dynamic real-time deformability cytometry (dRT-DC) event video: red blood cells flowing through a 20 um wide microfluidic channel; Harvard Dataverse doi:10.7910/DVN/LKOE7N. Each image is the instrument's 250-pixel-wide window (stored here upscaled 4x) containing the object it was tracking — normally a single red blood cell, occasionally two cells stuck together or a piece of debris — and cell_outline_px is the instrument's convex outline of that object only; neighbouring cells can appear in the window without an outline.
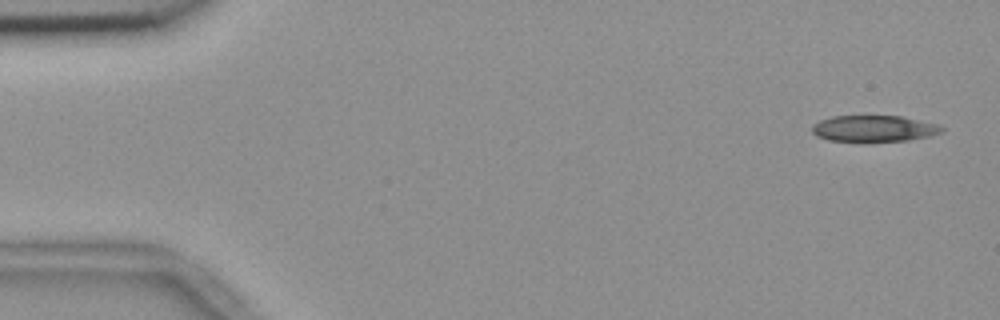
{"species": "common noctule bat (a hibernating species)", "species_latin": "Nyctalus noctula", "temperature_condition": "room temperature", "stored_images_in_passage": 5, "camera_frame_rate_fps": 3000, "um_per_image_px": 0.085, "animal": {"sex": "female", "body_mass_g": 18.4}, "frame": {"image": 1, "passage_image": 1, "time_ms": 0.0, "image_size_px": [1000, 320], "cell_outline_px": [[944, 128], [940, 132], [928, 136], [908, 140], [868, 144], [860, 144], [828, 140], [816, 136], [812, 132], [812, 124], [820, 120], [832, 116], [900, 116], [940, 124]], "centroid_in_image_um": [74.23, 10.97], "position_along_channel_um": 10.8, "area_um2": 20.75}}